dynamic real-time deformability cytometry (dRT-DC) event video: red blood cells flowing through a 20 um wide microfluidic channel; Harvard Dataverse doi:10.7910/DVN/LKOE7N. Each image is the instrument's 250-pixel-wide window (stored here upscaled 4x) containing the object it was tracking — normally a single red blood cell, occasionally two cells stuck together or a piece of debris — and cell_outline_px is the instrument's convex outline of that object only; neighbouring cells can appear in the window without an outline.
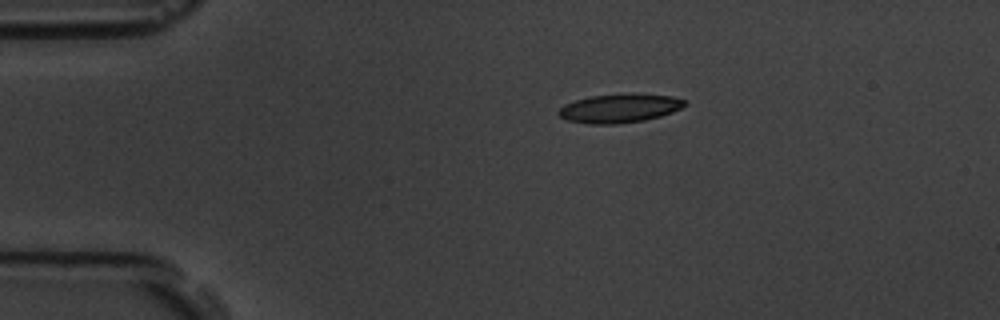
{"species": "common noctule bat (a hibernating species)", "species_latin": "Nyctalus noctula", "temperature_condition": "room temperature", "stored_images_in_passage": 3, "camera_frame_rate_fps": 3000, "um_per_image_px": 0.085, "animal": {"sex": "male", "body_mass_g": 19.5, "forearm_length_mm": 54.6}, "frame": {"image": 1, "passage_image": 1, "time_ms": 0.0, "image_size_px": [1000, 320], "cell_outline_px": [[688, 104], [672, 112], [660, 116], [644, 120], [616, 124], [588, 124], [568, 120], [560, 116], [556, 112], [564, 104], [576, 100], [592, 96], [672, 96], [684, 100]], "centroid_in_image_um": [52.61, 9.25], "position_along_channel_um": 32.4, "area_um2": 20.17}}
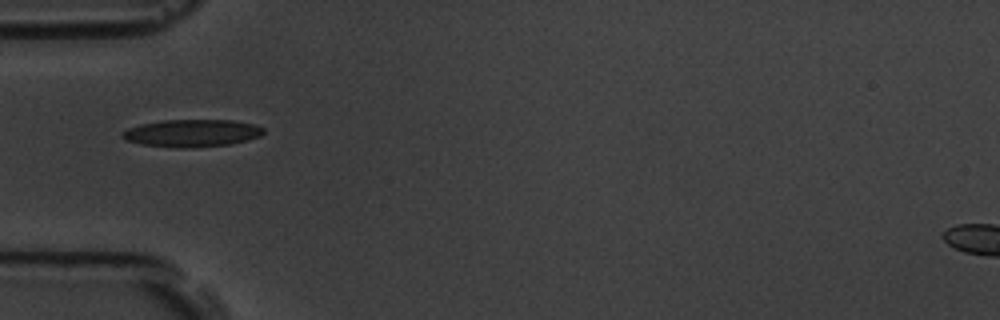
{"frame": {"image": 2, "passage_image": 3, "time_ms": 2.333, "image_size_px": [1000, 320], "cell_outline_px": [[264, 132], [260, 136], [248, 140], [228, 144], [184, 148], [180, 148], [144, 144], [124, 140], [120, 136], [120, 132], [128, 128], [140, 124], [164, 120], [232, 120], [252, 124], [264, 128]], "centroid_in_image_um": [16.28, 11.31], "position_along_channel_um": 68.7, "area_um2": 22.43}}